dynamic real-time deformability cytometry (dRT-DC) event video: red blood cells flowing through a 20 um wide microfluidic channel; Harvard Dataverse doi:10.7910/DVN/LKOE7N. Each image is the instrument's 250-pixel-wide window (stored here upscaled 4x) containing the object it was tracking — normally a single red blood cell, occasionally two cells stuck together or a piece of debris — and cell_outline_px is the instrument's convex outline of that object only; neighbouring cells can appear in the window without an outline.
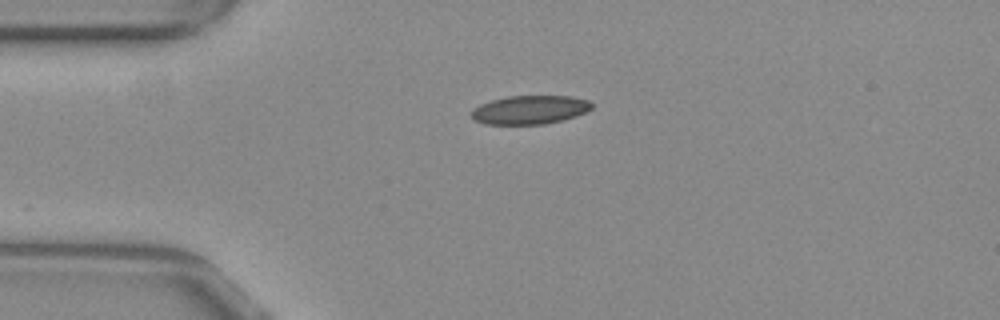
{"species": "common noctule bat (a hibernating species)", "species_latin": "Nyctalus noctula", "temperature_condition": "warm", "stored_images_in_passage": 15, "camera_frame_rate_fps": 3000, "um_per_image_px": 0.085, "animal": {"sex": "female", "body_mass_g": 29.2, "forearm_length_mm": 56.3}, "frame": {"image": 1, "passage_image": 1, "time_ms": 0.0, "image_size_px": [1000, 320], "cell_outline_px": [[592, 108], [576, 116], [564, 120], [544, 124], [484, 124], [472, 120], [472, 108], [480, 104], [492, 100], [508, 96], [572, 96], [588, 100], [592, 104]], "centroid_in_image_um": [45.02, 9.33], "position_along_channel_um": 40.0, "area_um2": 20.17}}
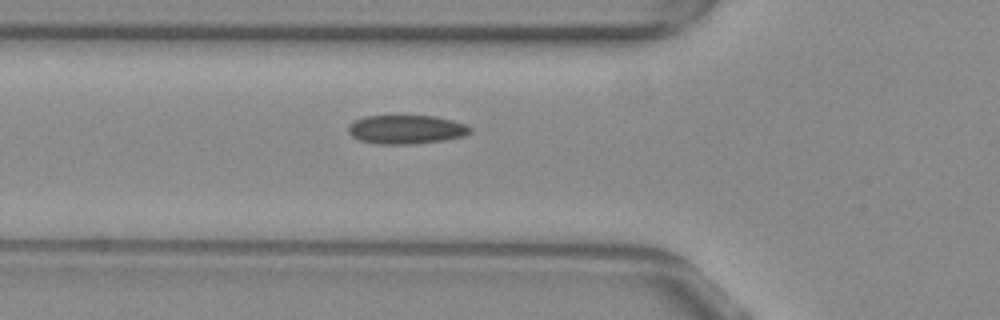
{"frame": {"image": 2, "passage_image": 7, "time_ms": 2.0, "image_size_px": [1000, 320], "cell_outline_px": [[472, 132], [464, 136], [444, 140], [412, 144], [380, 144], [360, 140], [352, 136], [348, 132], [348, 124], [364, 116], [436, 116], [468, 124], [472, 128]], "centroid_in_image_um": [34.56, 11.0], "position_along_channel_um": 91.2, "area_um2": 20.58}}
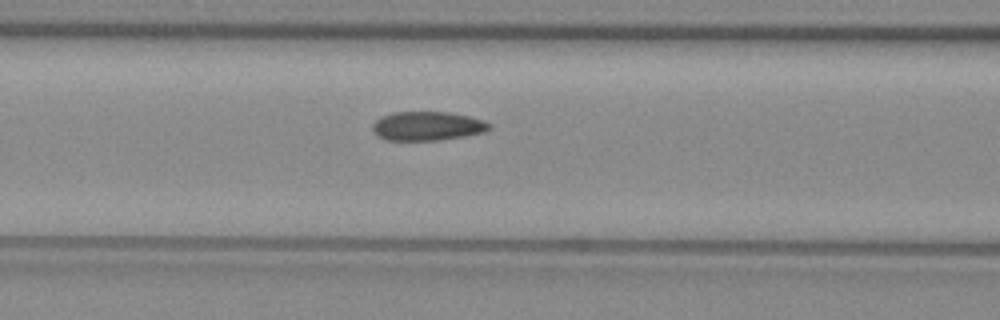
{"frame": {"image": 3, "passage_image": 10, "time_ms": 3.0, "image_size_px": [1000, 320], "cell_outline_px": [[492, 128], [484, 132], [464, 136], [440, 140], [384, 140], [376, 136], [372, 132], [372, 124], [380, 116], [392, 112], [448, 112], [468, 116], [484, 120], [492, 124]], "centroid_in_image_um": [36.3, 10.71], "position_along_channel_um": 130.3, "area_um2": 20.0}}